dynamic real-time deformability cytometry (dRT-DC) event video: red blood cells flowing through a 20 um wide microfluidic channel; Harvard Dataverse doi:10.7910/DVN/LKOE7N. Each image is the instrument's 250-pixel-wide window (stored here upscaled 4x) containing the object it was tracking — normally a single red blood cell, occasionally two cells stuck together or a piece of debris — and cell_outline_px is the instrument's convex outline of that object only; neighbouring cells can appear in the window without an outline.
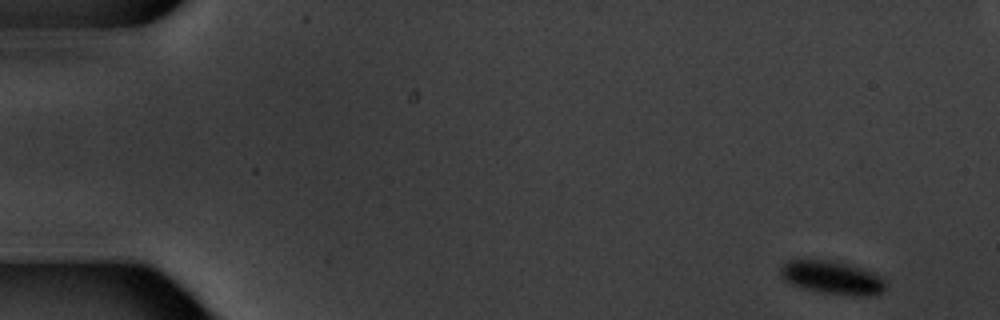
{"species": "common noctule bat (a hibernating species)", "species_latin": "Nyctalus noctula", "temperature_condition": "warm", "stored_images_in_passage": 5, "camera_frame_rate_fps": 3000, "um_per_image_px": 0.085, "animal": {"sex": "male", "body_mass_g": 20.1, "forearm_length_mm": 53.5}, "frame": {"image": 1, "passage_image": 1, "time_ms": 0.0, "image_size_px": [1000, 320], "cell_outline_px": [[884, 288], [880, 292], [872, 296], [856, 296], [820, 292], [788, 284], [780, 276], [780, 268], [784, 260], [828, 260], [848, 264], [872, 272], [880, 276], [884, 280]], "centroid_in_image_um": [70.67, 23.59], "position_along_channel_um": 14.3, "area_um2": 20.35}}